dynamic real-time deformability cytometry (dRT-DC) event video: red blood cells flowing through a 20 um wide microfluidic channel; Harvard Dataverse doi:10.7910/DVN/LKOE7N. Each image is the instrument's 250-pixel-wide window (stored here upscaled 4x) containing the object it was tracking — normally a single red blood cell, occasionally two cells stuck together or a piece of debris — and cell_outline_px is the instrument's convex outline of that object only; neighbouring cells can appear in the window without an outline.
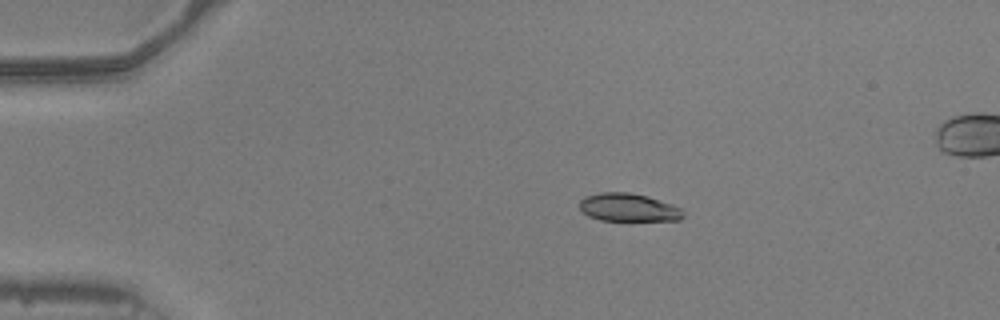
{"species": "common noctule bat (a hibernating species)", "species_latin": "Nyctalus noctula", "temperature_condition": "warm", "stored_images_in_passage": 3, "camera_frame_rate_fps": 3000, "um_per_image_px": 0.085, "animal": {"sex": "male", "body_mass_g": 20.5, "forearm_length_mm": 52.5}, "frame": {"image": 1, "passage_image": 1, "time_ms": 0.0, "image_size_px": [1000, 320], "cell_outline_px": [[684, 216], [680, 220], [600, 220], [588, 216], [580, 208], [580, 200], [584, 196], [604, 192], [628, 192], [648, 196], [672, 204], [680, 208], [684, 212]], "centroid_in_image_um": [53.42, 17.63], "position_along_channel_um": 31.6, "area_um2": 16.88}}